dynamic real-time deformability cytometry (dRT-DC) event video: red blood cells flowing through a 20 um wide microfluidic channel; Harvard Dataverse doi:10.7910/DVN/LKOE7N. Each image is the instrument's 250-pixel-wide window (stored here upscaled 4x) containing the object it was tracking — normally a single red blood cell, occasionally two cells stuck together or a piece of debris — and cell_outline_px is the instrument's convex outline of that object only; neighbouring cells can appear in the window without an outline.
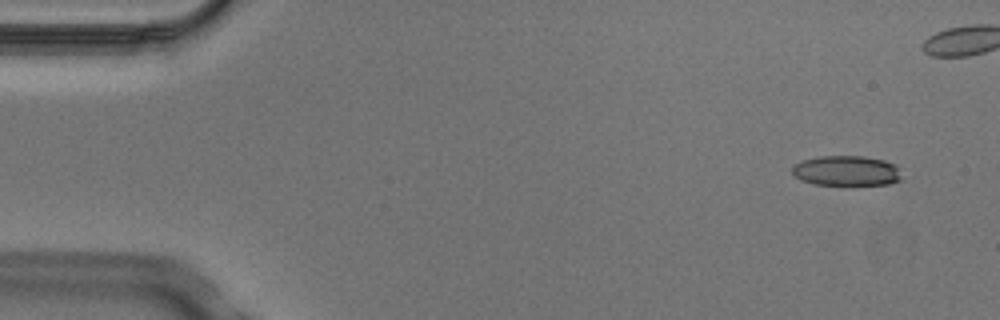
{"species": "Egyptian fruit bat (a non-hibernating species)", "species_latin": "Rousettus aegyptiacus", "temperature_condition": "cold", "stored_images_in_passage": 5, "camera_frame_rate_fps": 3000, "um_per_image_px": 0.085, "animal": {"sex": "male"}, "frame": {"image": 1, "passage_image": 1, "time_ms": 0.0, "image_size_px": [1000, 320], "cell_outline_px": [[900, 180], [888, 184], [816, 184], [800, 180], [792, 172], [792, 168], [796, 164], [804, 160], [820, 156], [864, 156], [884, 160], [896, 164], [900, 176]], "centroid_in_image_um": [71.96, 14.5], "position_along_channel_um": 13.0, "area_um2": 18.9}}